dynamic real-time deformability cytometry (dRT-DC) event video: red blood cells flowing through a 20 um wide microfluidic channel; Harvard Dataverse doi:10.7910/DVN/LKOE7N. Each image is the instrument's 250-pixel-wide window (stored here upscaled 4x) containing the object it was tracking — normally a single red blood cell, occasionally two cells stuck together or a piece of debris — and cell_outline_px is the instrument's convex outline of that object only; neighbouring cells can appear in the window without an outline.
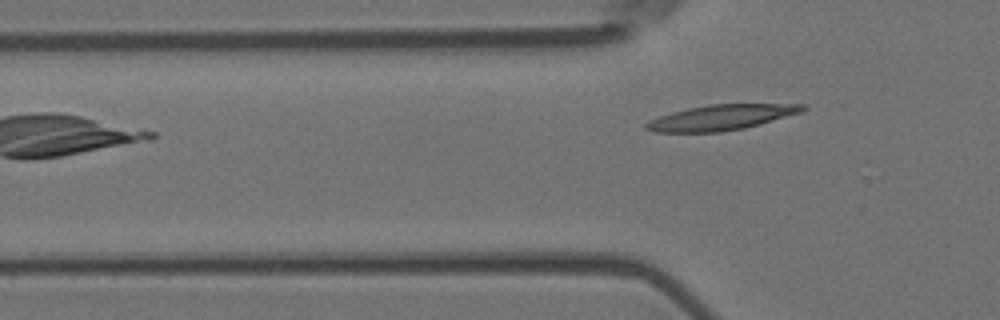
{"species": "Egyptian fruit bat (a non-hibernating species)", "species_latin": "Rousettus aegyptiacus", "temperature_condition": "room temperature", "stored_images_in_passage": 4, "camera_frame_rate_fps": 3000, "um_per_image_px": 0.085, "animal": {"sex": "female"}, "frame": {"image": 1, "passage_image": 4, "time_ms": 1.0, "image_size_px": [1000, 320], "cell_outline_px": [[808, 108], [800, 112], [760, 124], [744, 128], [720, 132], [656, 132], [644, 128], [644, 124], [648, 120], [672, 112], [688, 108], [708, 104], [804, 104]], "centroid_in_image_um": [61.27, 9.98], "position_along_channel_um": 64.5, "area_um2": 23.0}}